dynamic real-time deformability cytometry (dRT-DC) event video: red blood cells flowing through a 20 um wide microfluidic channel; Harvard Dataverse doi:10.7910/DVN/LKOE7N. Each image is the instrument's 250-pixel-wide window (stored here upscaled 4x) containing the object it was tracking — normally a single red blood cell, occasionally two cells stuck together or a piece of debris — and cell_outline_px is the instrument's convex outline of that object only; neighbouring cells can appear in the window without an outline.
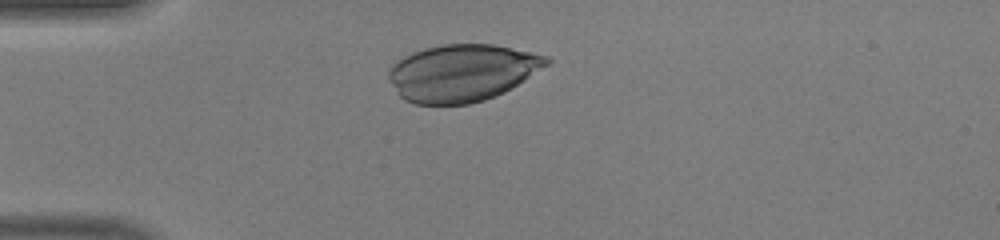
{"species": "human", "species_latin": "Homo sapiens", "temperature_condition": "warm", "stored_images_in_passage": 27, "camera_frame_rate_fps": 3000, "um_per_image_px": 0.085, "donor": {"sex": "male"}, "frame": {"image": 1, "passage_image": 1, "time_ms": 0.0, "image_size_px": [1000, 240], "cell_outline_px": [[548, 60], [544, 64], [516, 84], [492, 96], [468, 104], [416, 104], [400, 96], [392, 80], [392, 68], [400, 60], [416, 52], [428, 48], [448, 44], [488, 44], [508, 48], [540, 56]], "centroid_in_image_um": [39.21, 6.2], "position_along_channel_um": 45.8, "area_um2": 49.53}}
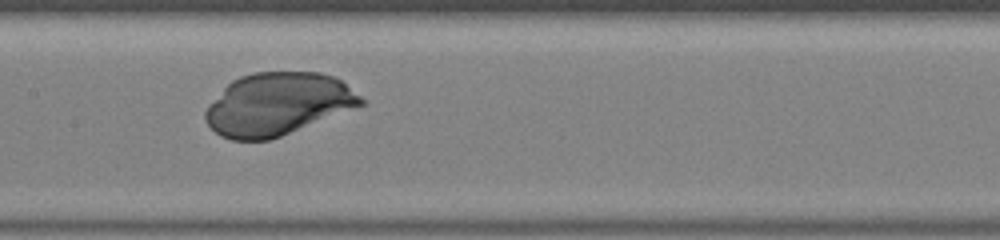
{"frame": {"image": 2, "passage_image": 12, "time_ms": 3.667, "image_size_px": [1000, 240], "cell_outline_px": [[364, 104], [280, 136], [268, 140], [232, 140], [216, 132], [208, 124], [208, 108], [228, 84], [244, 76], [256, 72], [316, 72], [332, 76], [340, 80], [364, 100]], "centroid_in_image_um": [23.64, 8.85], "position_along_channel_um": 183.8, "area_um2": 54.91}}
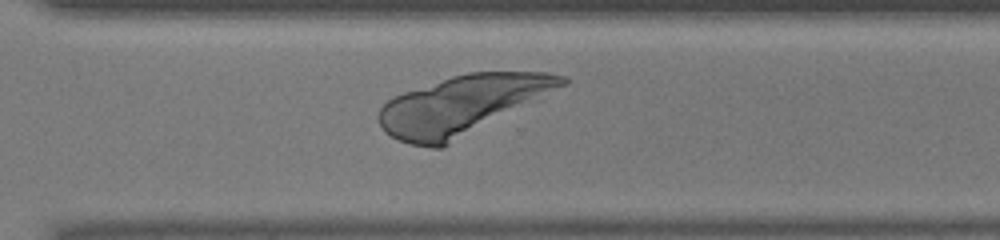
{"frame": {"image": 3, "passage_image": 22, "time_ms": 7.0, "image_size_px": [1000, 240], "cell_outline_px": [[568, 80], [564, 84], [448, 144], [440, 148], [436, 148], [412, 144], [400, 140], [392, 136], [380, 124], [380, 108], [388, 100], [396, 96], [456, 76], [472, 72], [540, 72], [560, 76]], "centroid_in_image_um": [39.2, 8.93], "position_along_channel_um": 331.4, "area_um2": 59.42}}